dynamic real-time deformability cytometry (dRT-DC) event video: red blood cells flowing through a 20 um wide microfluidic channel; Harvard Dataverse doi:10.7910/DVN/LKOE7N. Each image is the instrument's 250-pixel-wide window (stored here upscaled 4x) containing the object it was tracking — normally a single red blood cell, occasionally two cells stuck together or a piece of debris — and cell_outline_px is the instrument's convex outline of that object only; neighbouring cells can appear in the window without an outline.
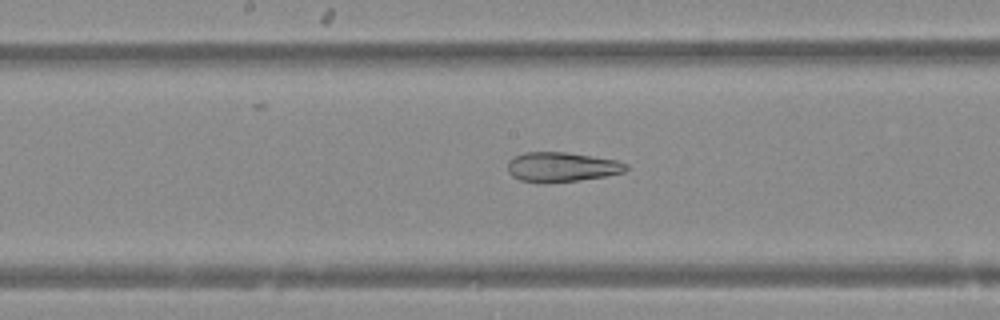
{"species": "Egyptian fruit bat (a non-hibernating species)", "species_latin": "Rousettus aegyptiacus", "temperature_condition": "warm", "stored_images_in_passage": 47, "camera_frame_rate_fps": 3000, "um_per_image_px": 0.085, "animal": {"sex": "female"}, "frame": {"image": 1, "passage_image": 27, "time_ms": 8.667, "image_size_px": [1000, 320], "cell_outline_px": [[628, 168], [624, 172], [604, 176], [580, 180], [544, 184], [536, 184], [520, 180], [512, 176], [508, 172], [508, 160], [524, 152], [564, 152], [616, 160], [628, 164]], "centroid_in_image_um": [47.7, 14.21], "position_along_channel_um": 200.5, "area_um2": 20.63}}
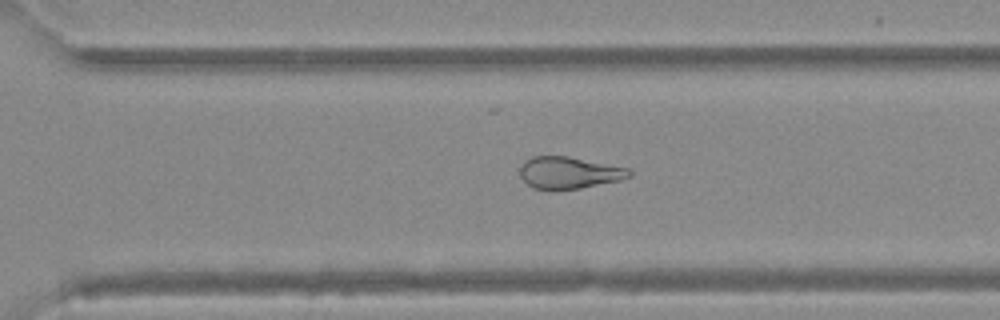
{"frame": {"image": 2, "passage_image": 36, "time_ms": 11.667, "image_size_px": [1000, 320], "cell_outline_px": [[632, 176], [620, 180], [580, 188], [532, 188], [520, 176], [520, 164], [524, 160], [532, 156], [568, 156], [628, 168], [632, 172]], "centroid_in_image_um": [48.36, 14.65], "position_along_channel_um": 322.2, "area_um2": 20.06}}
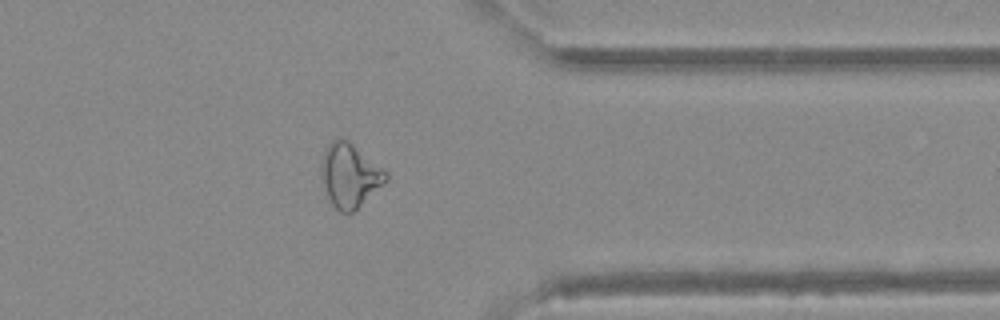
{"frame": {"image": 3, "passage_image": 41, "time_ms": 13.333, "image_size_px": [1000, 320], "cell_outline_px": [[388, 180], [352, 212], [340, 212], [332, 204], [328, 196], [320, 172], [320, 164], [324, 152], [328, 144], [336, 136], [348, 140], [388, 172]], "centroid_in_image_um": [29.72, 14.87], "position_along_channel_um": 381.7, "area_um2": 23.81}}